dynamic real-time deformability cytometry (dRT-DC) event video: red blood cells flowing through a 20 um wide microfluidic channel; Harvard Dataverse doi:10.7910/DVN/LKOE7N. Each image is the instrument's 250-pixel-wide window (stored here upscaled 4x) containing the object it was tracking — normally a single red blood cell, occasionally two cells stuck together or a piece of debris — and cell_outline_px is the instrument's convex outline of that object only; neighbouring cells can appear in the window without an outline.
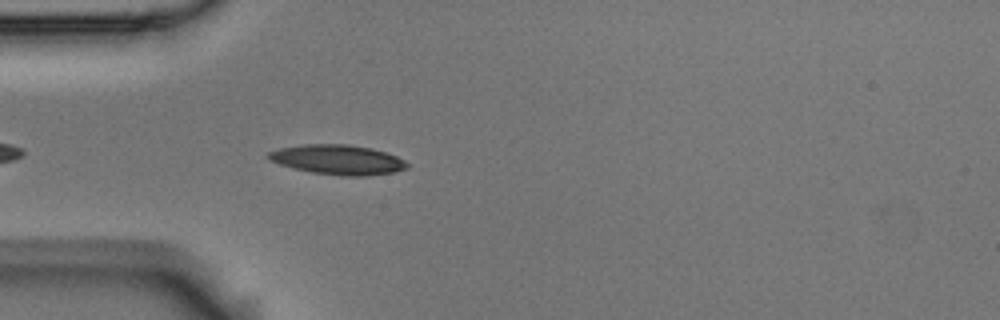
{"species": "Egyptian fruit bat (a non-hibernating species)", "species_latin": "Rousettus aegyptiacus", "temperature_condition": "room temperature", "stored_images_in_passage": 5, "camera_frame_rate_fps": 3000, "um_per_image_px": 0.085, "animal": {"sex": "male"}, "frame": {"image": 1, "passage_image": 5, "time_ms": 1.333, "image_size_px": [1000, 320], "cell_outline_px": [[408, 168], [396, 172], [368, 176], [340, 176], [312, 172], [292, 168], [268, 160], [264, 156], [268, 152], [280, 148], [304, 144], [348, 144], [372, 148], [396, 156], [404, 160], [408, 164]], "centroid_in_image_um": [28.7, 13.58], "position_along_channel_um": 56.3, "area_um2": 24.28}}